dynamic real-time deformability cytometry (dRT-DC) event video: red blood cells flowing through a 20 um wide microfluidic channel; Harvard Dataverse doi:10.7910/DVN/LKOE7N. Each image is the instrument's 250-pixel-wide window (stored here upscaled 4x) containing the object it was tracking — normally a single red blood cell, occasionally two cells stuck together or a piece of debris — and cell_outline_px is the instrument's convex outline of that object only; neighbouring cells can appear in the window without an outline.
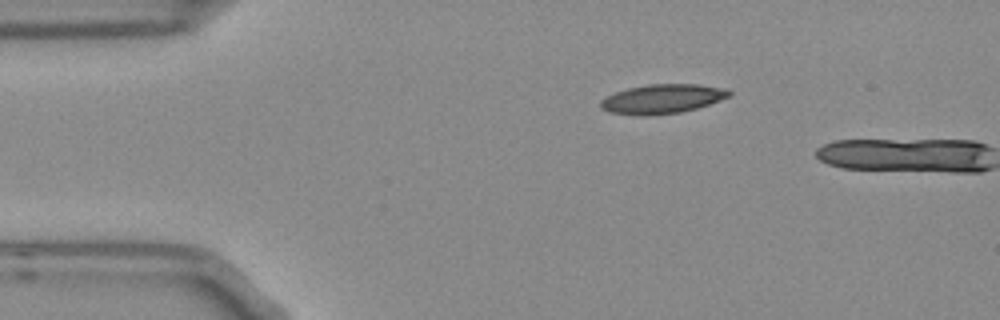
{"species": "Egyptian fruit bat (a non-hibernating species)", "species_latin": "Rousettus aegyptiacus", "temperature_condition": "room temperature", "stored_images_in_passage": 2, "camera_frame_rate_fps": 3000, "um_per_image_px": 0.085, "frame": {"image": 1, "passage_image": 1, "time_ms": 0.0, "image_size_px": [1000, 320], "cell_outline_px": [[732, 96], [696, 108], [680, 112], [612, 112], [600, 108], [600, 100], [616, 92], [628, 88], [648, 84], [700, 84], [728, 88], [732, 92]], "centroid_in_image_um": [56.42, 8.33], "position_along_channel_um": 28.6, "area_um2": 20.92}}